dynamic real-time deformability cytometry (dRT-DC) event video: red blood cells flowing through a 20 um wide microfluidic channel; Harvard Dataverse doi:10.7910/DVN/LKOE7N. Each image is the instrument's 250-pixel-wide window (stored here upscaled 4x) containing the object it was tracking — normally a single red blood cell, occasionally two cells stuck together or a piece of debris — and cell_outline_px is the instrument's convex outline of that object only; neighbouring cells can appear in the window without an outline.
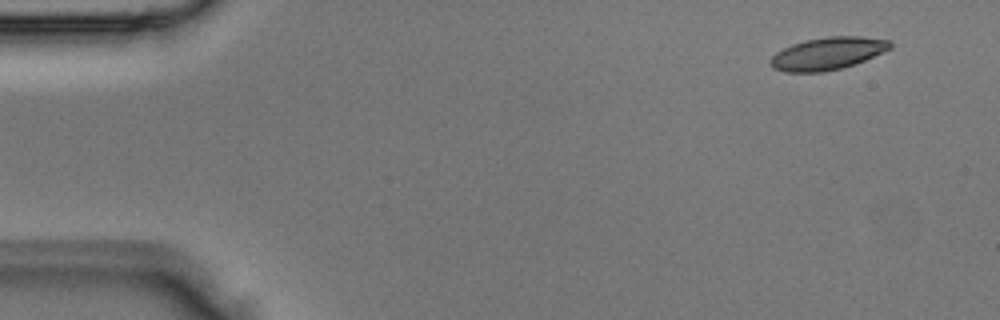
{"species": "Egyptian fruit bat (a non-hibernating species)", "species_latin": "Rousettus aegyptiacus", "temperature_condition": "room temperature", "stored_images_in_passage": 4, "camera_frame_rate_fps": 3000, "um_per_image_px": 0.085, "animal": {"sex": "male"}, "frame": {"image": 1, "passage_image": 1, "time_ms": 0.0, "image_size_px": [1000, 320], "cell_outline_px": [[892, 48], [864, 60], [840, 68], [824, 72], [784, 72], [772, 68], [768, 64], [768, 60], [776, 52], [792, 44], [808, 40], [828, 36], [860, 36], [892, 40]], "centroid_in_image_um": [70.32, 4.55], "position_along_channel_um": 14.7, "area_um2": 22.66}}